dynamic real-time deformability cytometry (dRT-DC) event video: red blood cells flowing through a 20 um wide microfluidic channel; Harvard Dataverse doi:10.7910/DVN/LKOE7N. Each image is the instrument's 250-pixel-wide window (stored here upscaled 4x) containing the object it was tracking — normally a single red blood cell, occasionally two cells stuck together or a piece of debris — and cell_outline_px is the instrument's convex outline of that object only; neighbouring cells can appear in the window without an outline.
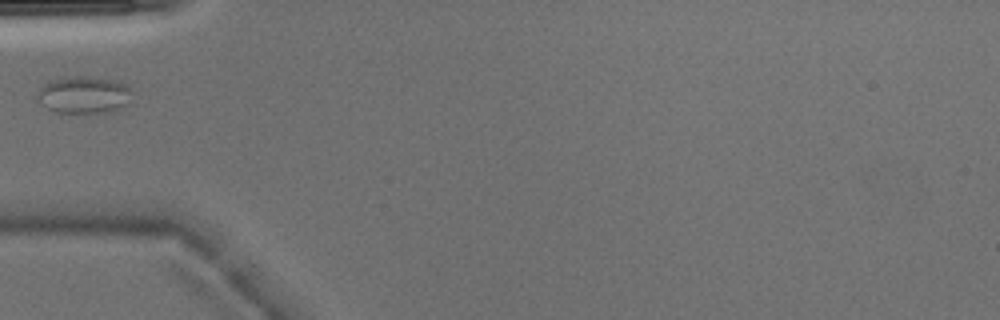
{"species": "Egyptian fruit bat (a non-hibernating species)", "species_latin": "Rousettus aegyptiacus", "temperature_condition": "warm", "stored_images_in_passage": 1, "camera_frame_rate_fps": 3000, "um_per_image_px": 0.085, "animal": {"sex": "male"}, "frame": {"image": 1, "passage_image": 1, "time_ms": 0.0, "image_size_px": [1000, 320], "cell_outline_px": [[136, 100], [132, 104], [100, 112], [56, 112], [40, 104], [40, 88], [48, 80], [72, 76], [80, 76], [112, 80], [128, 84], [132, 88]], "centroid_in_image_um": [7.24, 8.05], "position_along_channel_um": 77.8, "area_um2": 20.52}}